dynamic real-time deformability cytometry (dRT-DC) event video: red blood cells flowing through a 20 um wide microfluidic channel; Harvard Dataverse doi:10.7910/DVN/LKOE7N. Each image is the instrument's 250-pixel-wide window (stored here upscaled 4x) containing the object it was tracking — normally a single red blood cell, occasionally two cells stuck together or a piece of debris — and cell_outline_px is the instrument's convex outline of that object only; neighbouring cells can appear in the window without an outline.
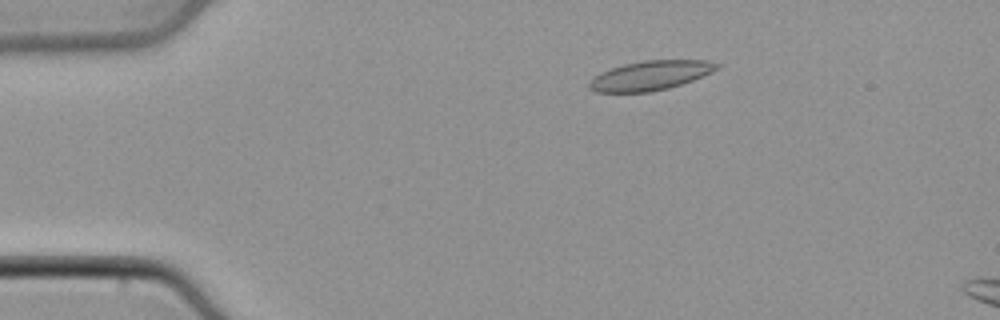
{"species": "common noctule bat (a hibernating species)", "species_latin": "Nyctalus noctula", "temperature_condition": "cold", "stored_images_in_passage": 13, "camera_frame_rate_fps": 3000, "um_per_image_px": 0.085, "animal": {"sex": "male", "body_mass_g": 21.5, "forearm_length_mm": 52.0}, "frame": {"image": 1, "passage_image": 8, "time_ms": 2.333, "image_size_px": [1000, 320], "cell_outline_px": [[724, 64], [720, 68], [712, 72], [692, 80], [668, 88], [648, 92], [596, 92], [588, 88], [588, 80], [600, 72], [624, 64], [644, 60], [708, 60]], "centroid_in_image_um": [55.29, 6.41], "position_along_channel_um": 29.7, "area_um2": 22.02}}